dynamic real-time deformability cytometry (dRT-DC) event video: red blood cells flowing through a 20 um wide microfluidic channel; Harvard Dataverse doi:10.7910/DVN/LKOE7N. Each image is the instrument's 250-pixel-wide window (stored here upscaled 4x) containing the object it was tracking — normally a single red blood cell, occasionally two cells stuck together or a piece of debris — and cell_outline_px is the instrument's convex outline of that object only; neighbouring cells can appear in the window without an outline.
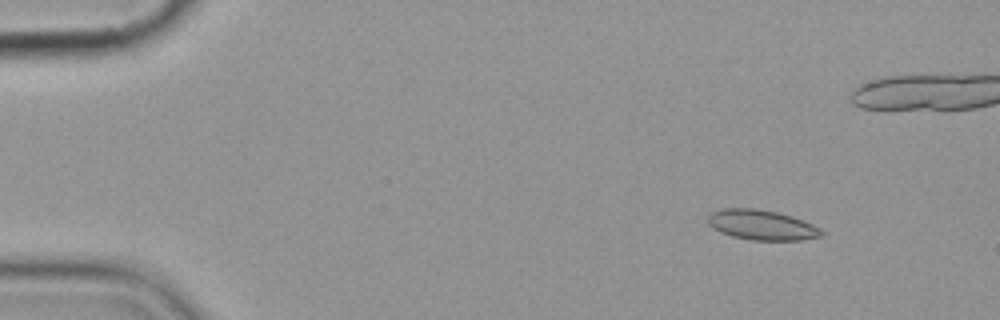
{"species": "common noctule bat (a hibernating species)", "species_latin": "Nyctalus noctula", "temperature_condition": "cold", "stored_images_in_passage": 5, "camera_frame_rate_fps": 3000, "um_per_image_px": 0.085, "animal": {"sex": "female", "body_mass_g": 19.9}, "frame": {"image": 1, "passage_image": 2, "time_ms": 1.333, "image_size_px": [1000, 320], "cell_outline_px": [[824, 232], [820, 236], [800, 240], [752, 240], [732, 236], [720, 232], [712, 228], [708, 224], [708, 216], [712, 212], [724, 208], [752, 208], [776, 212], [792, 216], [812, 224], [820, 228]], "centroid_in_image_um": [64.72, 19.12], "position_along_channel_um": 20.3, "area_um2": 19.77}}